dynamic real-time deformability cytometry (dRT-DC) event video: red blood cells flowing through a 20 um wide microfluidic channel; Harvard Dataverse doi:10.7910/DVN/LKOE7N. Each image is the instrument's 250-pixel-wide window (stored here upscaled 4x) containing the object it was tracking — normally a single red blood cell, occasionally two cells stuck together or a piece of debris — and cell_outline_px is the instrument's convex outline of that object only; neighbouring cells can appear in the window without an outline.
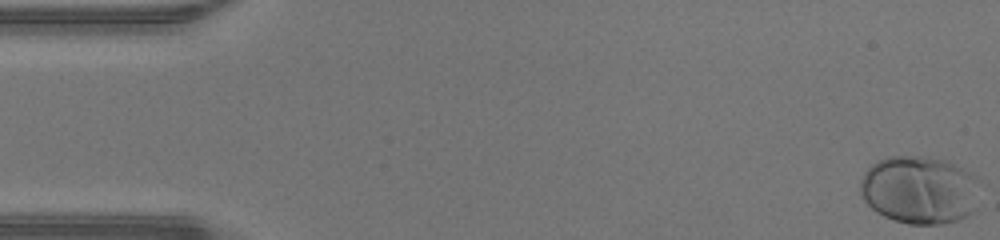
{"species": "human", "species_latin": "Homo sapiens", "temperature_condition": "warm", "stored_images_in_passage": 45, "camera_frame_rate_fps": 3000, "um_per_image_px": 0.085, "donor": {"sex": "male"}, "frame": {"image": 1, "passage_image": 1, "time_ms": 0.0, "image_size_px": [1000, 240], "cell_outline_px": [[980, 176], [972, 212], [956, 220], [944, 224], [908, 224], [884, 216], [876, 212], [864, 200], [860, 192], [860, 180], [864, 172], [872, 164], [888, 156], [920, 156], [944, 160], [972, 172]], "centroid_in_image_um": [78.14, 16.13], "position_along_channel_um": 6.9, "area_um2": 47.34}}
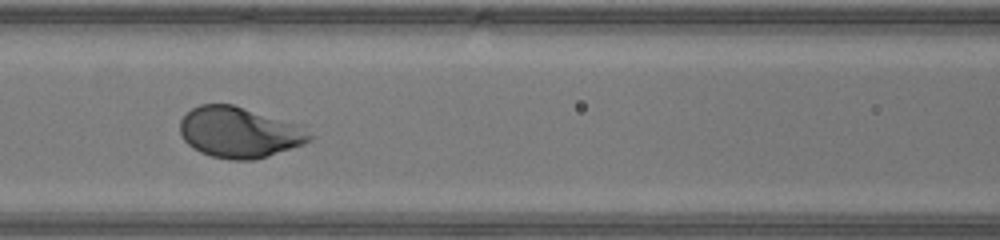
{"frame": {"image": 2, "passage_image": 21, "time_ms": 6.667, "image_size_px": [1000, 240], "cell_outline_px": [[312, 140], [304, 144], [268, 156], [252, 160], [232, 160], [212, 156], [200, 152], [192, 148], [180, 136], [180, 120], [192, 108], [200, 104], [232, 104], [296, 124], [312, 136]], "centroid_in_image_um": [20.29, 11.26], "position_along_channel_um": 146.3, "area_um2": 37.97}}
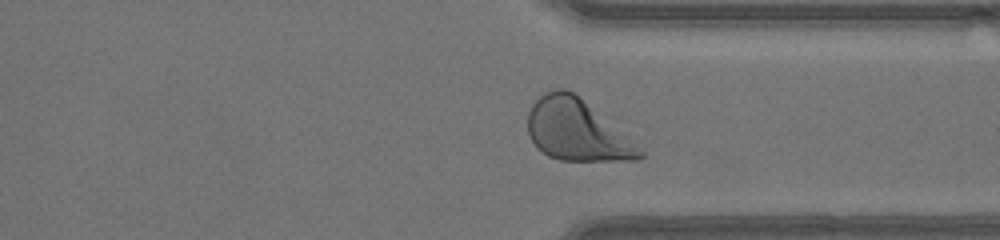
{"frame": {"image": 3, "passage_image": 36, "time_ms": 11.667, "image_size_px": [1000, 240], "cell_outline_px": [[644, 156], [640, 160], [560, 160], [548, 156], [536, 148], [528, 132], [528, 112], [532, 104], [544, 92], [560, 88], [564, 88], [572, 92], [628, 136], [644, 152]], "centroid_in_image_um": [49.0, 11.09], "position_along_channel_um": 362.4, "area_um2": 39.48}, "authors_computed_cell_mechanics": {"area_um2": 38.7838, "velocity_mm_per_s": 4.344, "shape_relaxation_time_tau1_ms": 1.09, "shape_relaxation_time_tau2_ms": null, "deformation_change_tau1": 0.1316, "deformation_change_tau2": null}}